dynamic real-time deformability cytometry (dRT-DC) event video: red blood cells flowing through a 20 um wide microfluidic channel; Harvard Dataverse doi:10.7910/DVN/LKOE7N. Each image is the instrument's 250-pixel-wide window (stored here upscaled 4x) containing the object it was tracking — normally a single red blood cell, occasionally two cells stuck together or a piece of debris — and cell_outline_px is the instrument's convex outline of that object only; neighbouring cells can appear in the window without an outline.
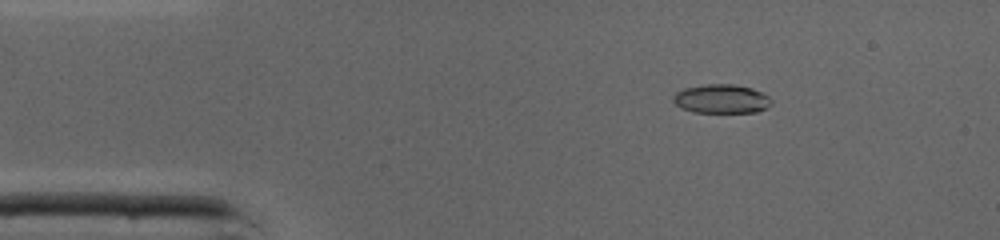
{"species": "common noctule bat (a hibernating species)", "species_latin": "Nyctalus noctula", "temperature_condition": "cold", "stored_images_in_passage": 45, "camera_frame_rate_fps": 3000, "um_per_image_px": 0.085, "animal": {"sex": "male", "body_mass_g": 19.0, "forearm_length_mm": 50.8}, "frame": {"image": 1, "passage_image": 6, "time_ms": 1.667, "image_size_px": [1000, 240], "cell_outline_px": [[772, 104], [756, 112], [692, 112], [680, 108], [672, 100], [672, 96], [676, 92], [684, 88], [704, 84], [732, 84], [752, 88], [768, 96], [772, 100]], "centroid_in_image_um": [61.28, 8.4], "position_along_channel_um": 23.7, "area_um2": 16.59}}
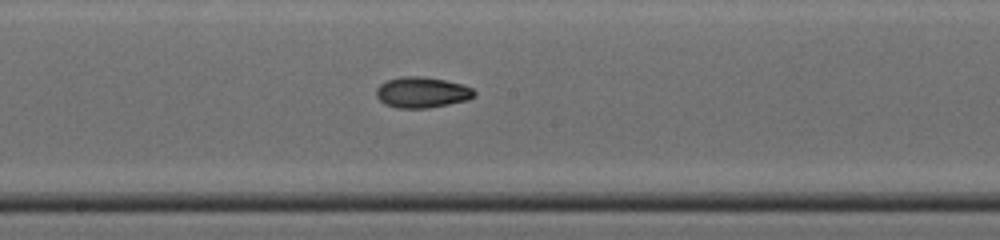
{"frame": {"image": 2, "passage_image": 23, "time_ms": 7.333, "image_size_px": [1000, 240], "cell_outline_px": [[476, 96], [468, 100], [428, 108], [396, 108], [384, 104], [376, 96], [376, 88], [380, 84], [388, 80], [404, 76], [420, 76], [444, 80], [464, 84], [472, 88], [476, 92]], "centroid_in_image_um": [35.88, 7.86], "position_along_channel_um": 212.3, "area_um2": 17.69}}
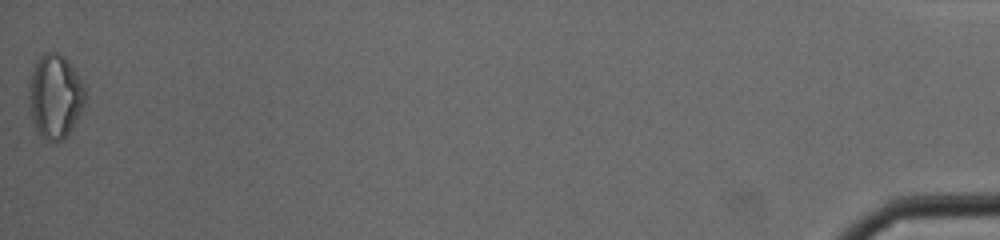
{"frame": {"image": 3, "passage_image": 45, "time_ms": 14.667, "image_size_px": [1000, 240], "cell_outline_px": [[84, 104], [68, 136], [52, 144], [40, 136], [36, 128], [28, 104], [28, 76], [36, 60], [44, 52], [56, 52], [64, 56], [68, 60], [80, 80], [84, 88]], "centroid_in_image_um": [4.63, 8.18], "position_along_channel_um": 430.6, "area_um2": 27.74}, "authors_computed_cell_mechanics": {"area_um2": 16.9354, "velocity_mm_per_s": 4.3822, "shape_relaxation_time_tau1_ms": 4.803, "shape_relaxation_time_tau2_ms": 2.8572, "deformation_change_tau1": 0.1865, "deformation_change_tau2": 0.0775}}